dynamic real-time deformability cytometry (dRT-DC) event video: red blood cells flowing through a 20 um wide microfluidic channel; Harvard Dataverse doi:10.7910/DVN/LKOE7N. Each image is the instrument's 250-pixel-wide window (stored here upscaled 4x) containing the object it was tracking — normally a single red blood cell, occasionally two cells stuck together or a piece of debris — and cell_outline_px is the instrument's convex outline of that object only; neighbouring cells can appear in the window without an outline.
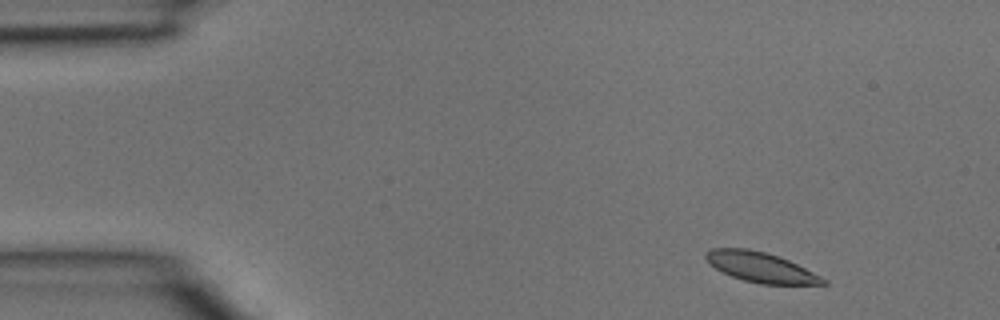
{"species": "common noctule bat (a hibernating species)", "species_latin": "Nyctalus noctula", "temperature_condition": "room temperature", "stored_images_in_passage": 3, "camera_frame_rate_fps": 3000, "um_per_image_px": 0.085, "animal": {"sex": "male", "body_mass_g": 15.6}, "frame": {"image": 1, "passage_image": 1, "time_ms": 0.0, "image_size_px": [1000, 320], "cell_outline_px": [[828, 284], [760, 284], [744, 280], [732, 276], [716, 268], [704, 256], [704, 252], [712, 248], [748, 248], [764, 252], [788, 260], [828, 280]], "centroid_in_image_um": [64.65, 22.71], "position_along_channel_um": 20.3, "area_um2": 20.11}}
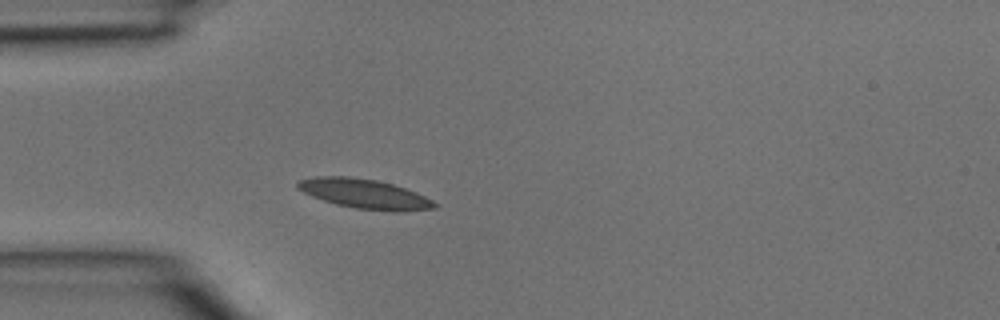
{"frame": {"image": 2, "passage_image": 3, "time_ms": 0.667, "image_size_px": [1000, 320], "cell_outline_px": [[440, 204], [436, 208], [404, 212], [392, 212], [356, 208], [336, 204], [312, 196], [296, 188], [296, 184], [300, 180], [316, 176], [348, 176], [376, 180], [392, 184], [416, 192]], "centroid_in_image_um": [31.03, 16.49], "position_along_channel_um": 54.0, "area_um2": 23.64}}